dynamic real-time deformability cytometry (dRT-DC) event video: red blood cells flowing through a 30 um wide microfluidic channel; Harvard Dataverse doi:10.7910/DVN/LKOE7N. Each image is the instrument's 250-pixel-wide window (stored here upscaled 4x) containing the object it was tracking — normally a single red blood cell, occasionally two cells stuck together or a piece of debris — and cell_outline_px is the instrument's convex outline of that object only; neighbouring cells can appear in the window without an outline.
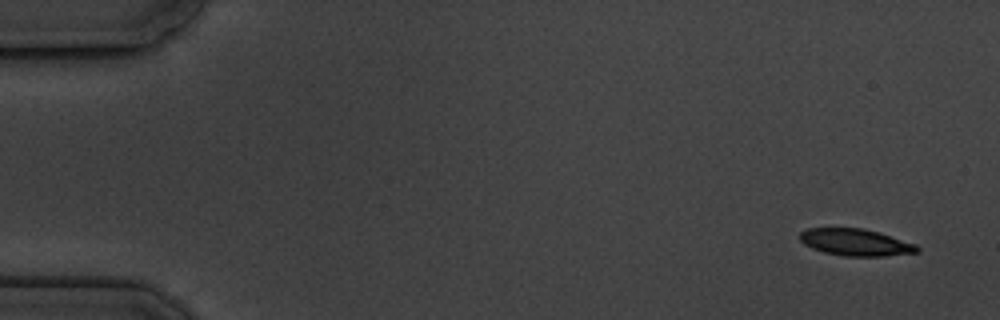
{"species": "common noctule bat (a hibernating species)", "species_latin": "Nyctalus noctula", "temperature_condition": "cold", "stored_images_in_passage": 5, "camera_frame_rate_fps": 3000, "um_per_image_px": 0.085, "animal": {"sex": "male", "body_mass_g": 19.5, "forearm_length_mm": 54.6}, "frame": {"image": 1, "passage_image": 1, "time_ms": 0.0, "image_size_px": [1000, 320], "cell_outline_px": [[920, 252], [884, 256], [844, 256], [824, 252], [812, 248], [804, 244], [800, 240], [800, 232], [808, 228], [864, 228], [880, 232], [916, 244], [920, 248]], "centroid_in_image_um": [72.75, 20.59], "position_along_channel_um": 12.2, "area_um2": 18.5}}